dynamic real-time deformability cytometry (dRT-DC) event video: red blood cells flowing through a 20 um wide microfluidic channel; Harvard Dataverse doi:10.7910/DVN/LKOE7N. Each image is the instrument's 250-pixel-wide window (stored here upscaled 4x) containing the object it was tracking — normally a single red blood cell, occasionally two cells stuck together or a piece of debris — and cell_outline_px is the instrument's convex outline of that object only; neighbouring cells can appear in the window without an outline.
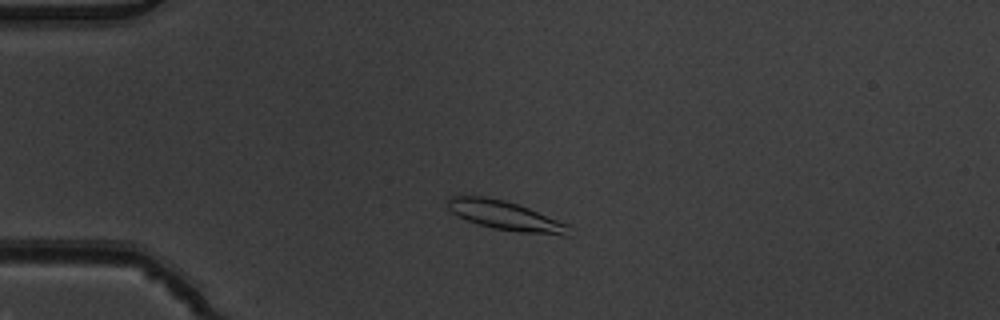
{"species": "common noctule bat (a hibernating species)", "species_latin": "Nyctalus noctula", "temperature_condition": "warm", "stored_images_in_passage": 2, "camera_frame_rate_fps": 3000, "um_per_image_px": 0.085, "animal": {"sex": "male", "body_mass_g": 19.5, "forearm_length_mm": 54.6}, "frame": {"image": 1, "passage_image": 2, "time_ms": 0.333, "image_size_px": [1000, 320], "cell_outline_px": [[568, 236], [564, 236], [520, 232], [492, 228], [476, 224], [452, 212], [448, 208], [448, 196], [460, 192], [484, 196], [504, 200], [528, 208], [568, 224]], "centroid_in_image_um": [42.86, 18.29], "position_along_channel_um": 42.1, "area_um2": 20.87}}